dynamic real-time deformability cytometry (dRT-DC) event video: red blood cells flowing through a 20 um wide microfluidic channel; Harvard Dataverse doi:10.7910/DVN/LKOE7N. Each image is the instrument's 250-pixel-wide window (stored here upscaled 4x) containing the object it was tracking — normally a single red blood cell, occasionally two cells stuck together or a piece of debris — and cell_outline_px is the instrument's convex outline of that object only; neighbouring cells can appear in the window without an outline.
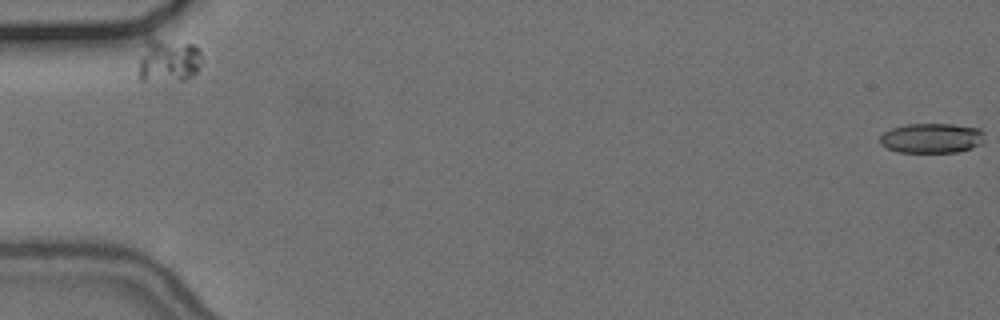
{"species": "common noctule bat (a hibernating species)", "species_latin": "Nyctalus noctula", "temperature_condition": "cold", "stored_images_in_passage": 14, "camera_frame_rate_fps": 3000, "um_per_image_px": 0.085, "animal": {"sex": "female", "body_mass_g": 24.6, "forearm_length_mm": 56.2}, "frame": {"image": 1, "passage_image": 1, "time_ms": 0.0, "image_size_px": [1000, 320], "cell_outline_px": [[984, 140], [980, 144], [972, 148], [956, 152], [896, 152], [880, 144], [880, 136], [884, 132], [892, 128], [908, 124], [952, 124], [980, 128], [984, 132]], "centroid_in_image_um": [79.21, 11.74], "position_along_channel_um": 5.8, "area_um2": 18.26}}